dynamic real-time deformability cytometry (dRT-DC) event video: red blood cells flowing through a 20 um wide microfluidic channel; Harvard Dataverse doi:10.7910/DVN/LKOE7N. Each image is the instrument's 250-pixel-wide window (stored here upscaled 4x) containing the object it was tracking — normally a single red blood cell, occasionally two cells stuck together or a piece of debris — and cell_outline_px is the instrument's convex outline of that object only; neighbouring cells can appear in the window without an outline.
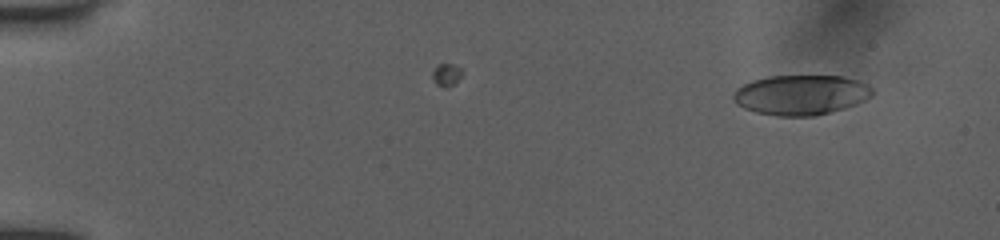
{"species": "human", "species_latin": "Homo sapiens", "temperature_condition": "room temperature", "stored_images_in_passage": 2, "camera_frame_rate_fps": 3000, "um_per_image_px": 0.085, "donor": {"sex": "female"}, "frame": {"image": 1, "passage_image": 1, "time_ms": 0.0, "image_size_px": [1000, 240], "cell_outline_px": [[876, 92], [872, 96], [856, 104], [844, 108], [812, 116], [776, 116], [756, 112], [744, 108], [736, 104], [732, 100], [732, 96], [736, 88], [752, 80], [768, 76], [844, 76], [860, 80], [872, 88]], "centroid_in_image_um": [68.07, 8.06], "position_along_channel_um": 16.9, "area_um2": 32.6}}